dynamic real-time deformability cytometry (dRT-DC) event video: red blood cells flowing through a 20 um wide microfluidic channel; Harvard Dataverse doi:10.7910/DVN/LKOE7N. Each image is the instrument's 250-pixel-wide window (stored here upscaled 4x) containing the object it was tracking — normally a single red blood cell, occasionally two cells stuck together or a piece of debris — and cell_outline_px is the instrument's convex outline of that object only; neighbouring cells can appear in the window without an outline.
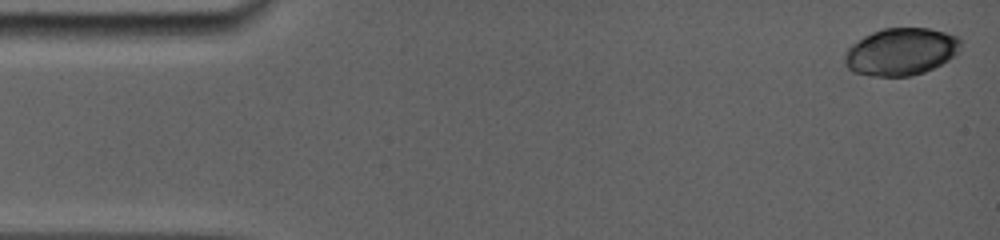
{"species": "common noctule bat (a hibernating species)", "species_latin": "Nyctalus noctula", "temperature_condition": "room temperature", "stored_images_in_passage": 10, "camera_frame_rate_fps": 5000, "um_per_image_px": 0.085, "animal": {"sex": "female", "body_mass_g": 19.0, "forearm_length_mm": 56.7}, "frame": {"image": 1, "passage_image": 1, "time_ms": 0.0, "image_size_px": [1000, 240], "cell_outline_px": [[960, 52], [948, 60], [924, 72], [912, 76], [872, 76], [852, 72], [844, 64], [844, 52], [852, 44], [864, 36], [872, 32], [884, 28], [928, 28], [960, 36]], "centroid_in_image_um": [76.57, 4.39], "position_along_channel_um": 8.4, "area_um2": 32.19}}
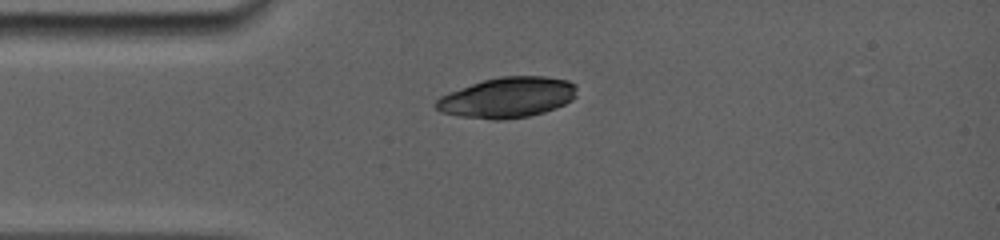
{"frame": {"image": 2, "passage_image": 9, "time_ms": 3.6, "image_size_px": [1000, 240], "cell_outline_px": [[576, 96], [572, 100], [556, 108], [544, 112], [528, 116], [504, 120], [492, 120], [456, 116], [440, 112], [432, 104], [440, 96], [472, 84], [484, 80], [500, 76], [544, 76], [568, 80], [576, 84]], "centroid_in_image_um": [43.12, 8.3], "position_along_channel_um": 41.9, "area_um2": 33.41}}